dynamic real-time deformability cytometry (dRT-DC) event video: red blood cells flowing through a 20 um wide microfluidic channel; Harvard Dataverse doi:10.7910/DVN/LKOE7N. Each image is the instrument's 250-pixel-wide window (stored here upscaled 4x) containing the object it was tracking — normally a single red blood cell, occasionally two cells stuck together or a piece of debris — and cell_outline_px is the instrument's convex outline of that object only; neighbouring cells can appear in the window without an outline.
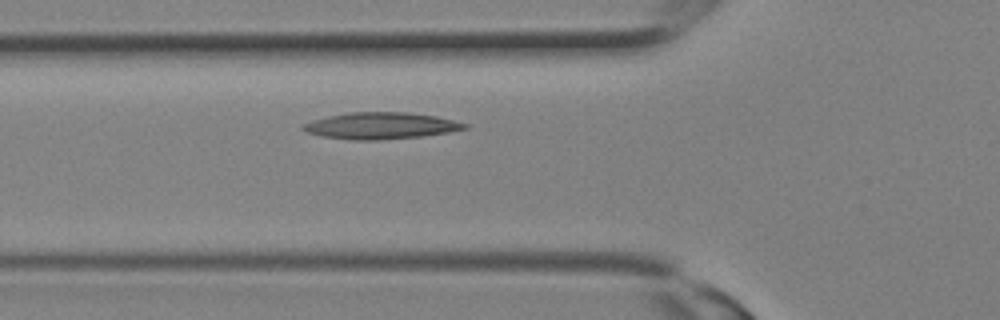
{"species": "Egyptian fruit bat (a non-hibernating species)", "species_latin": "Rousettus aegyptiacus", "temperature_condition": "room temperature", "stored_images_in_passage": 8, "camera_frame_rate_fps": 3000, "um_per_image_px": 0.085, "animal": {"sex": "female"}, "frame": {"image": 1, "passage_image": 6, "time_ms": 1.667, "image_size_px": [1000, 320], "cell_outline_px": [[468, 128], [448, 132], [420, 136], [380, 140], [352, 140], [320, 136], [304, 132], [300, 128], [304, 124], [312, 120], [328, 116], [348, 112], [408, 112], [436, 116], [468, 124]], "centroid_in_image_um": [32.31, 10.69], "position_along_channel_um": 93.5, "area_um2": 25.09}}
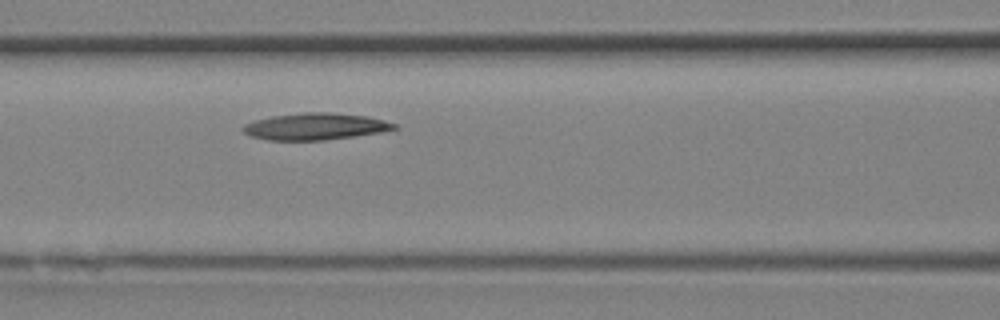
{"frame": {"image": 2, "passage_image": 8, "time_ms": 2.333, "image_size_px": [1000, 320], "cell_outline_px": [[400, 128], [380, 132], [356, 136], [324, 140], [268, 140], [252, 136], [244, 132], [240, 128], [244, 124], [256, 120], [272, 116], [300, 112], [332, 112], [364, 116], [384, 120], [396, 124]], "centroid_in_image_um": [26.8, 10.74], "position_along_channel_um": 139.8, "area_um2": 23.58}}